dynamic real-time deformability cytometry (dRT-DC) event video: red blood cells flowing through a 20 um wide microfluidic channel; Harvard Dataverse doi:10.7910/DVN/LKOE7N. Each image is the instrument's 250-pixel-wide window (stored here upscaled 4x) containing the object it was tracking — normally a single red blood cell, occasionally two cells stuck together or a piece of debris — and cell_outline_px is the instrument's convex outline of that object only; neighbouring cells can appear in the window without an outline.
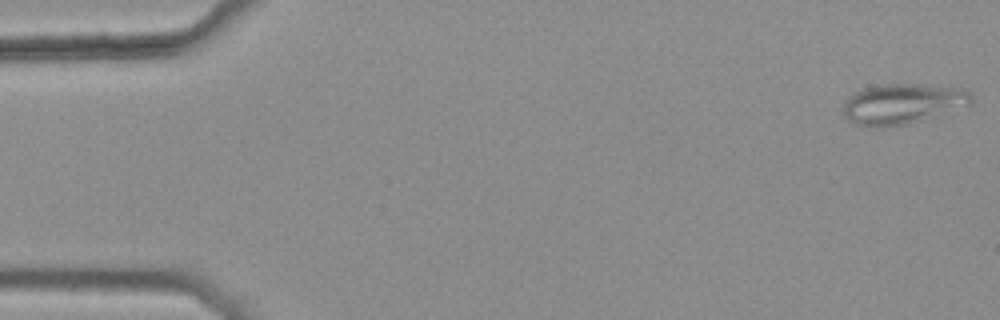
{"species": "common noctule bat (a hibernating species)", "species_latin": "Nyctalus noctula", "temperature_condition": "warm", "stored_images_in_passage": 48, "camera_frame_rate_fps": 3000, "um_per_image_px": 0.085, "animal": {"sex": "female", "body_mass_g": 25.1}, "frame": {"image": 1, "passage_image": 1, "time_ms": 0.0, "image_size_px": [1000, 320], "cell_outline_px": [[972, 104], [908, 124], [884, 128], [868, 128], [852, 124], [844, 116], [844, 104], [852, 92], [864, 88], [884, 84], [920, 84], [964, 88], [972, 92]], "centroid_in_image_um": [76.69, 8.84], "position_along_channel_um": 8.3, "area_um2": 30.58}}
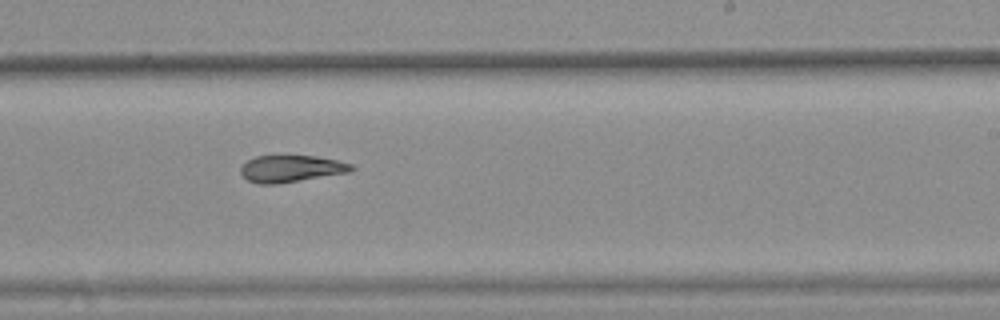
{"frame": {"image": 2, "passage_image": 32, "time_ms": 10.333, "image_size_px": [1000, 320], "cell_outline_px": [[356, 168], [348, 172], [276, 184], [256, 184], [248, 180], [240, 172], [240, 168], [248, 160], [256, 156], [316, 156], [336, 160], [352, 164]], "centroid_in_image_um": [24.73, 14.34], "position_along_channel_um": 264.3, "area_um2": 17.11}}
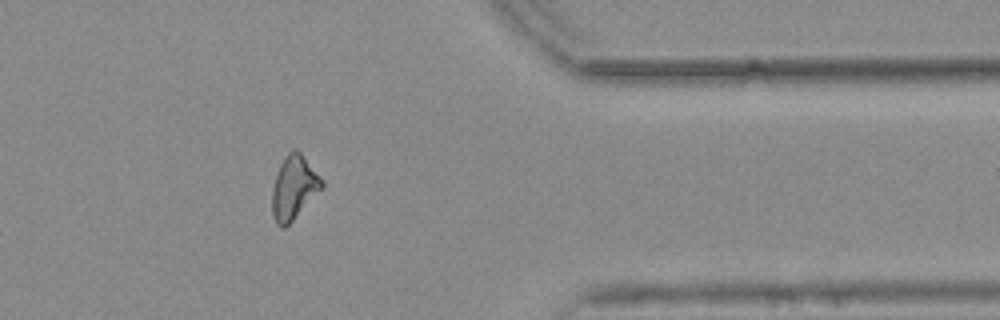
{"frame": {"image": 3, "passage_image": 43, "time_ms": 14.0, "image_size_px": [1000, 320], "cell_outline_px": [[324, 188], [284, 228], [280, 228], [276, 224], [272, 212], [272, 188], [276, 172], [284, 156], [292, 148], [296, 148], [300, 152], [324, 180]], "centroid_in_image_um": [24.98, 15.92], "position_along_channel_um": 386.4, "area_um2": 18.67}}